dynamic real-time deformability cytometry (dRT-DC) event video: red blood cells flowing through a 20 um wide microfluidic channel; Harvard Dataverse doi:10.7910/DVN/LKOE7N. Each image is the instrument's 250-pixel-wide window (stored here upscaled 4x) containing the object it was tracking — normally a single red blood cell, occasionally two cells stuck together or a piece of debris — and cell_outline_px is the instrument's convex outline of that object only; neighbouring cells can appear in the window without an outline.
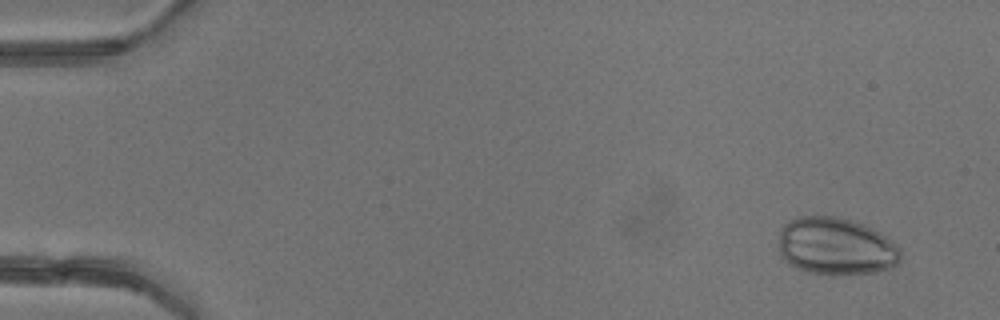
{"species": "common noctule bat (a hibernating species)", "species_latin": "Nyctalus noctula", "temperature_condition": "warm", "stored_images_in_passage": 5, "camera_frame_rate_fps": 3000, "um_per_image_px": 0.085, "animal": {"sex": "female"}, "frame": {"image": 1, "passage_image": 1, "time_ms": 0.0, "image_size_px": [1000, 320], "cell_outline_px": [[900, 264], [876, 272], [808, 272], [796, 268], [788, 264], [780, 256], [780, 228], [788, 220], [800, 216], [836, 216], [852, 220], [864, 224], [880, 232], [896, 244], [900, 248]], "centroid_in_image_um": [71.04, 20.89], "position_along_channel_um": 14.0, "area_um2": 40.46}}